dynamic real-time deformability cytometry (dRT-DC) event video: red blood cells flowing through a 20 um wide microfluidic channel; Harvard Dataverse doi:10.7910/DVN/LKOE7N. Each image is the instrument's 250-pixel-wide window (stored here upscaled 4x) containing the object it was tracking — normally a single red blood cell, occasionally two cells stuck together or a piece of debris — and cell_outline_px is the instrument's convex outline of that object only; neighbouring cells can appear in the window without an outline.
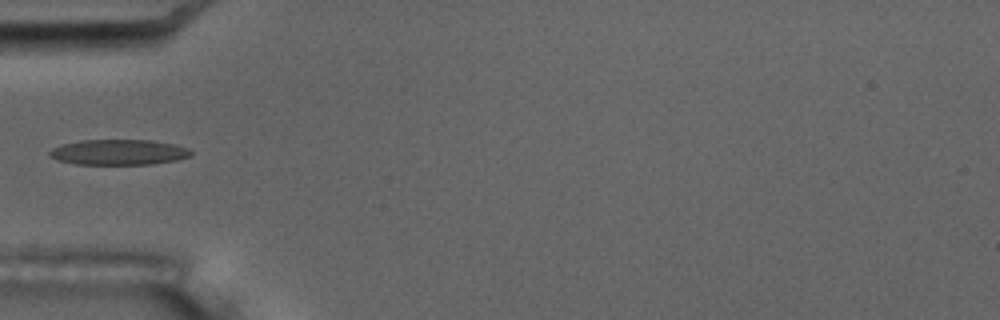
{"species": "common noctule bat (a hibernating species)", "species_latin": "Nyctalus noctula", "temperature_condition": "room temperature", "stored_images_in_passage": 7, "camera_frame_rate_fps": 3000, "um_per_image_px": 0.085, "animal": {"sex": "male", "body_mass_g": 17.5, "forearm_length_mm": 52.3}, "frame": {"image": 1, "passage_image": 6, "time_ms": 5.667, "image_size_px": [1000, 320], "cell_outline_px": [[192, 156], [176, 160], [152, 164], [76, 164], [60, 160], [48, 156], [48, 152], [52, 148], [64, 144], [80, 140], [152, 140], [176, 144], [188, 148], [192, 152]], "centroid_in_image_um": [10.12, 12.93], "position_along_channel_um": 74.9, "area_um2": 20.98}}